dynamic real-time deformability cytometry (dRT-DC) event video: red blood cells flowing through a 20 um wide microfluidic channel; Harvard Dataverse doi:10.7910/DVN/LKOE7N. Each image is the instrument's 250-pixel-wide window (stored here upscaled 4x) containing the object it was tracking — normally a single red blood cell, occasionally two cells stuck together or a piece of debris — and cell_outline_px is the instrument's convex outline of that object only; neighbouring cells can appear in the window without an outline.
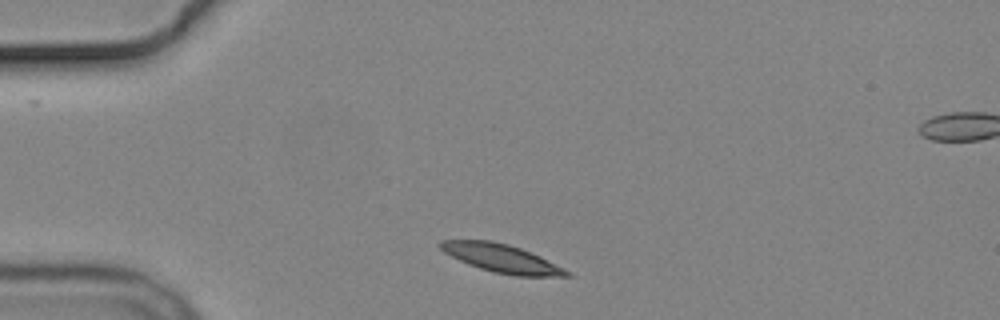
{"species": "common noctule bat (a hibernating species)", "species_latin": "Nyctalus noctula", "temperature_condition": "cold", "stored_images_in_passage": 2, "camera_frame_rate_fps": 3000, "um_per_image_px": 0.085, "animal": {"sex": "male", "body_mass_g": 19.2, "forearm_length_mm": 51.8}, "frame": {"image": 1, "passage_image": 1, "time_ms": 0.0, "image_size_px": [1000, 320], "cell_outline_px": [[572, 276], [516, 276], [492, 272], [468, 264], [444, 252], [436, 244], [440, 240], [492, 240], [508, 244], [520, 248], [540, 256], [572, 272]], "centroid_in_image_um": [42.63, 21.95], "position_along_channel_um": 42.4, "area_um2": 20.81}}